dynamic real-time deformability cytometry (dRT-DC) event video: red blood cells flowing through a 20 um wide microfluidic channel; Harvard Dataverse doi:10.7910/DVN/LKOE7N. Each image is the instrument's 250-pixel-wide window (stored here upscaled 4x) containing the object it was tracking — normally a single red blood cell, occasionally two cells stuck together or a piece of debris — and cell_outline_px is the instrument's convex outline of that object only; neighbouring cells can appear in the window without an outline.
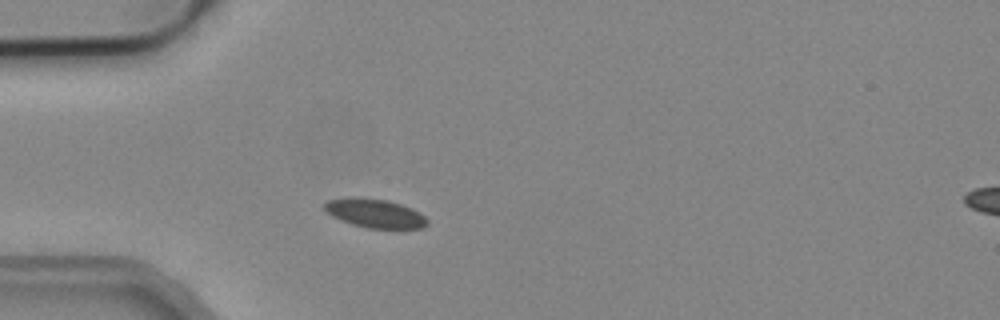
{"species": "common noctule bat (a hibernating species)", "species_latin": "Nyctalus noctula", "temperature_condition": "cold", "stored_images_in_passage": 3, "segment_of_instrument_passage": [1, 2], "camera_frame_rate_fps": 3000, "um_per_image_px": 0.085, "animal": {"sex": "male", "body_mass_g": 19.2, "forearm_length_mm": 51.8}, "frame": {"image": 1, "passage_image": 2, "time_ms": 0.333, "image_size_px": [1000, 320], "cell_outline_px": [[428, 224], [424, 228], [368, 228], [352, 224], [340, 220], [324, 212], [324, 204], [328, 200], [352, 196], [360, 196], [388, 200], [412, 208], [420, 212], [428, 220]], "centroid_in_image_um": [31.85, 18.11], "position_along_channel_um": 53.2, "area_um2": 17.57}}